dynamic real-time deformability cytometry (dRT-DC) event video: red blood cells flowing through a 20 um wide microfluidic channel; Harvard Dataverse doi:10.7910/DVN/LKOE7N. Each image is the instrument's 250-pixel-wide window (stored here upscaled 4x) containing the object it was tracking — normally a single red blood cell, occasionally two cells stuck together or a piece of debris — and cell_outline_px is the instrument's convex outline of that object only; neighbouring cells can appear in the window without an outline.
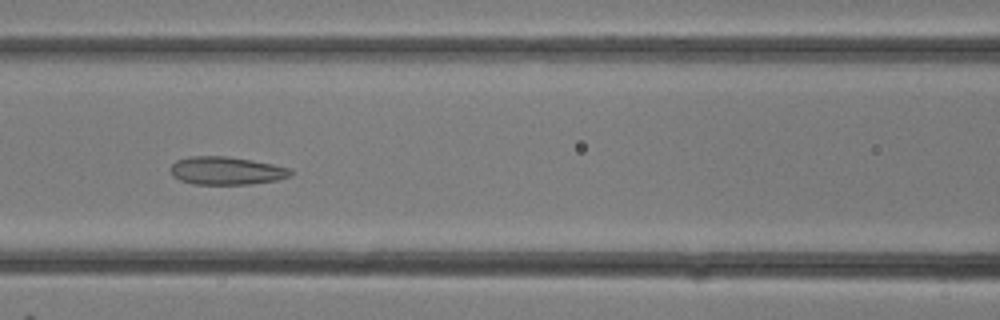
{"species": "common noctule bat (a hibernating species)", "species_latin": "Nyctalus noctula", "temperature_condition": "room temperature", "stored_images_in_passage": 30, "camera_frame_rate_fps": 3000, "um_per_image_px": 0.085, "animal": {"sex": "female"}, "frame": {"image": 1, "passage_image": 13, "time_ms": 4.0, "image_size_px": [1000, 320], "cell_outline_px": [[292, 176], [276, 180], [252, 184], [192, 184], [180, 180], [172, 176], [168, 168], [176, 160], [188, 156], [224, 156], [252, 160], [292, 168]], "centroid_in_image_um": [19.22, 14.51], "position_along_channel_um": 147.4, "area_um2": 19.83}}
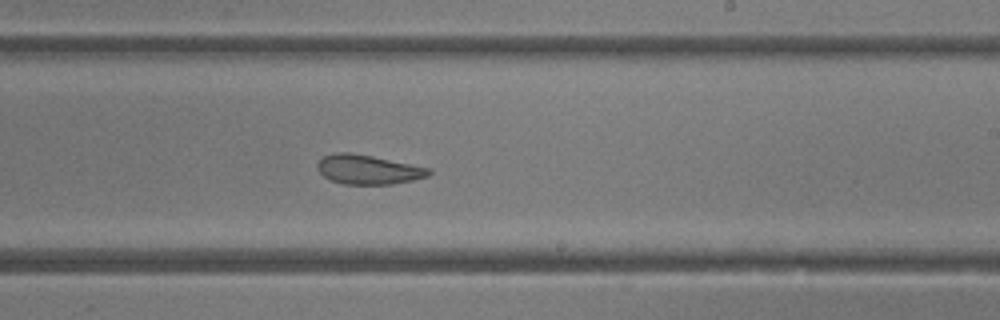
{"frame": {"image": 2, "passage_image": 18, "time_ms": 5.667, "image_size_px": [1000, 320], "cell_outline_px": [[432, 172], [428, 176], [412, 180], [392, 184], [344, 184], [332, 180], [324, 176], [316, 168], [316, 164], [324, 156], [332, 152], [352, 152], [432, 168]], "centroid_in_image_um": [31.29, 14.4], "position_along_channel_um": 257.7, "area_um2": 19.13}}
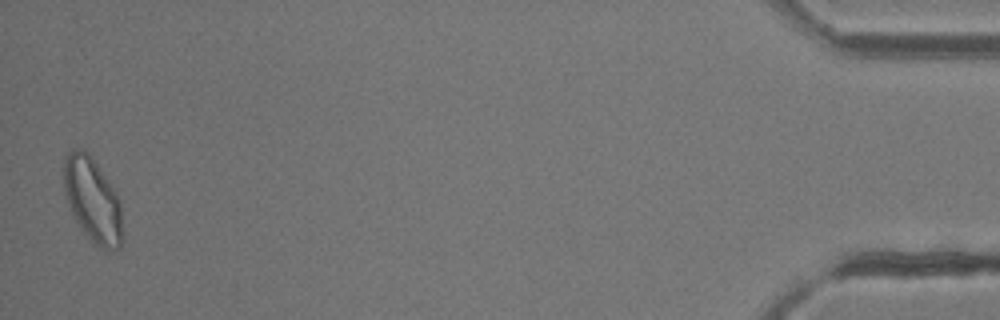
{"frame": {"image": 3, "passage_image": 30, "time_ms": 9.667, "image_size_px": [1000, 320], "cell_outline_px": [[124, 236], [120, 248], [112, 252], [108, 252], [100, 248], [84, 232], [72, 216], [64, 192], [64, 156], [72, 148], [84, 148], [88, 152], [108, 180], [116, 192], [120, 200]], "centroid_in_image_um": [7.89, 17.03], "position_along_channel_um": 427.3, "area_um2": 29.48}}